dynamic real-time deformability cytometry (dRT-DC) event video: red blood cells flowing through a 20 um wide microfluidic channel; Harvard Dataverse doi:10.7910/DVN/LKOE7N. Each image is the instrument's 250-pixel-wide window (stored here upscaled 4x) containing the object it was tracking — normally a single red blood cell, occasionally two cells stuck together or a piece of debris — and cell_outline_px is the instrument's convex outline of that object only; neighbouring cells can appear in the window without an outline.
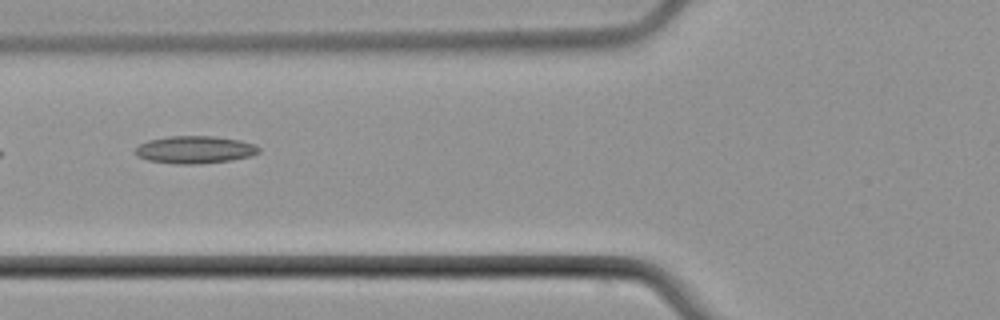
{"species": "common noctule bat (a hibernating species)", "species_latin": "Nyctalus noctula", "temperature_condition": "cold", "stored_images_in_passage": 5, "camera_frame_rate_fps": 3000, "um_per_image_px": 0.085, "animal": {"sex": "male", "body_mass_g": 21.5, "forearm_length_mm": 52.0}, "frame": {"image": 1, "passage_image": 5, "time_ms": 5.667, "image_size_px": [1000, 320], "cell_outline_px": [[260, 152], [252, 156], [228, 160], [196, 164], [176, 164], [148, 160], [136, 156], [136, 148], [140, 144], [148, 140], [168, 136], [212, 136], [240, 140], [256, 144], [260, 148]], "centroid_in_image_um": [16.58, 12.72], "position_along_channel_um": 109.2, "area_um2": 19.77}}